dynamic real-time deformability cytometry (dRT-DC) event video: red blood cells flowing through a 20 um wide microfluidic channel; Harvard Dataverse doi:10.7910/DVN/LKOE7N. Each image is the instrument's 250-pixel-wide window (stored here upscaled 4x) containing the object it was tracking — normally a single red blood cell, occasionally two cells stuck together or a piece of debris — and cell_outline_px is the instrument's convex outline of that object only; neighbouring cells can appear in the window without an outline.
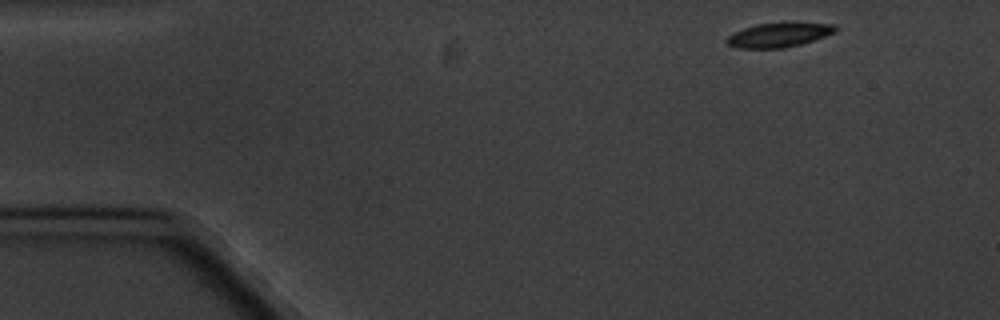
{"species": "common noctule bat (a hibernating species)", "species_latin": "Nyctalus noctula", "temperature_condition": "cold", "stored_images_in_passage": 5, "segment_of_instrument_passage": [1, 2], "camera_frame_rate_fps": 3000, "um_per_image_px": 0.085, "animal": {"sex": "male", "body_mass_g": 20.1, "forearm_length_mm": 53.5}, "frame": {"image": 1, "passage_image": 1, "time_ms": 0.0, "image_size_px": [1000, 320], "cell_outline_px": [[836, 32], [800, 44], [784, 48], [736, 48], [728, 44], [724, 40], [732, 32], [756, 24], [784, 20], [796, 20], [836, 24]], "centroid_in_image_um": [66.23, 2.91], "position_along_channel_um": 18.8, "area_um2": 16.24}}
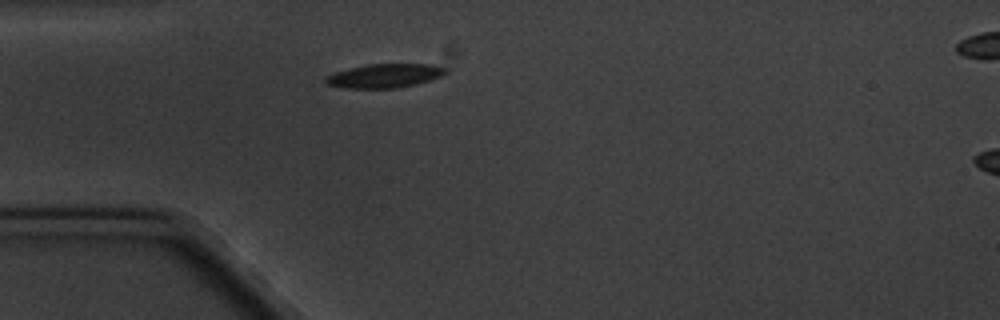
{"frame": {"image": 2, "passage_image": 4, "time_ms": 3.333, "image_size_px": [1000, 320], "cell_outline_px": [[448, 72], [440, 76], [416, 84], [396, 88], [344, 88], [324, 84], [324, 76], [348, 68], [368, 64], [432, 64], [444, 68]], "centroid_in_image_um": [32.62, 6.44], "position_along_channel_um": 52.4, "area_um2": 16.7}}